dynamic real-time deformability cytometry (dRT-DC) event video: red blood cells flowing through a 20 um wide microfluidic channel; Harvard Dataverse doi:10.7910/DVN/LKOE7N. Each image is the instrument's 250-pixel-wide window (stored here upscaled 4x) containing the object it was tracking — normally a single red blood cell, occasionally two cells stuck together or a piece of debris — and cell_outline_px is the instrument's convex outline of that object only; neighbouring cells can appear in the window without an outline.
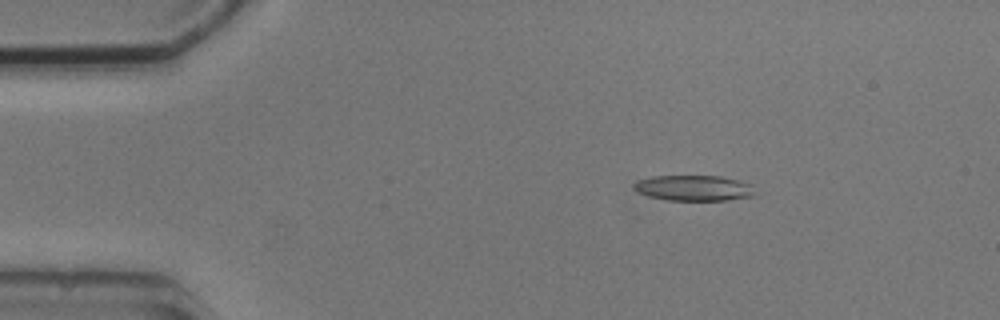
{"species": "common noctule bat (a hibernating species)", "species_latin": "Nyctalus noctula", "temperature_condition": "cold", "stored_images_in_passage": 3, "camera_frame_rate_fps": 3000, "um_per_image_px": 0.085, "animal": {"sex": "male", "body_mass_g": 20.5, "forearm_length_mm": 52.5}, "frame": {"image": 1, "passage_image": 1, "time_ms": 0.0, "image_size_px": [1000, 320], "cell_outline_px": [[756, 192], [752, 196], [728, 200], [668, 200], [648, 196], [636, 192], [632, 188], [632, 184], [636, 180], [652, 176], [720, 176], [740, 180], [752, 184]], "centroid_in_image_um": [58.95, 15.97], "position_along_channel_um": 26.1, "area_um2": 18.32}}